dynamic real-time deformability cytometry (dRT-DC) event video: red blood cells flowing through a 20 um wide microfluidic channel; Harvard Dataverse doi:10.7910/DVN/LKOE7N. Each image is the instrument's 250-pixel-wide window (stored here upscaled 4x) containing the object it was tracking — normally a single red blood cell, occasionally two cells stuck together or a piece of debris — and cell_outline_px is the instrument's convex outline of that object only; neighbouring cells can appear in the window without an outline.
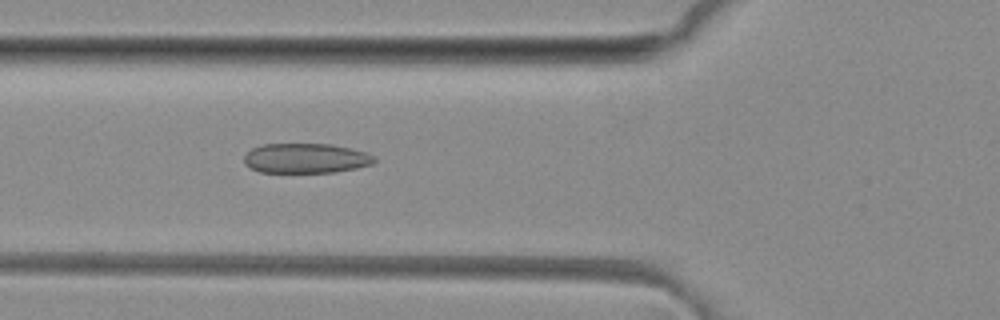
{"species": "common noctule bat (a hibernating species)", "species_latin": "Nyctalus noctula", "temperature_condition": "room temperature", "stored_images_in_passage": 36, "camera_frame_rate_fps": 3000, "um_per_image_px": 0.085, "animal": {"sex": "female", "body_mass_g": 29.2, "forearm_length_mm": 56.3}, "frame": {"image": 1, "passage_image": 9, "time_ms": 2.667, "image_size_px": [1000, 320], "cell_outline_px": [[376, 160], [372, 164], [356, 168], [336, 172], [260, 172], [244, 164], [244, 156], [252, 148], [260, 144], [332, 144], [352, 148], [376, 156]], "centroid_in_image_um": [26.0, 13.44], "position_along_channel_um": 99.8, "area_um2": 22.72}}
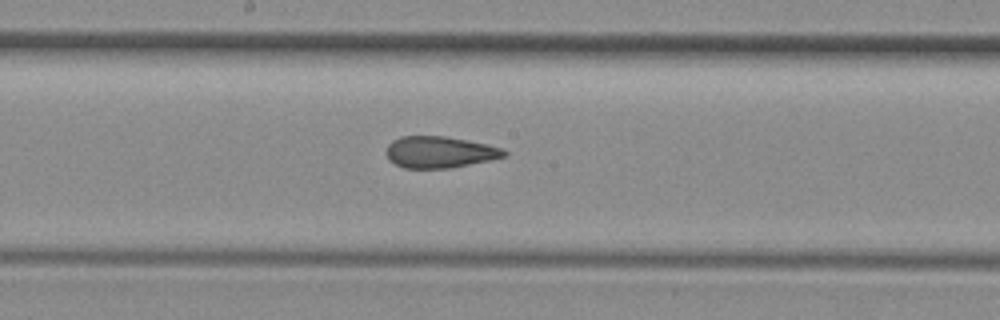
{"frame": {"image": 2, "passage_image": 17, "time_ms": 5.333, "image_size_px": [1000, 320], "cell_outline_px": [[508, 152], [504, 156], [488, 160], [448, 168], [404, 168], [388, 160], [388, 144], [392, 140], [400, 136], [444, 136], [468, 140], [488, 144], [504, 148]], "centroid_in_image_um": [37.37, 12.91], "position_along_channel_um": 210.8, "area_um2": 21.5}}
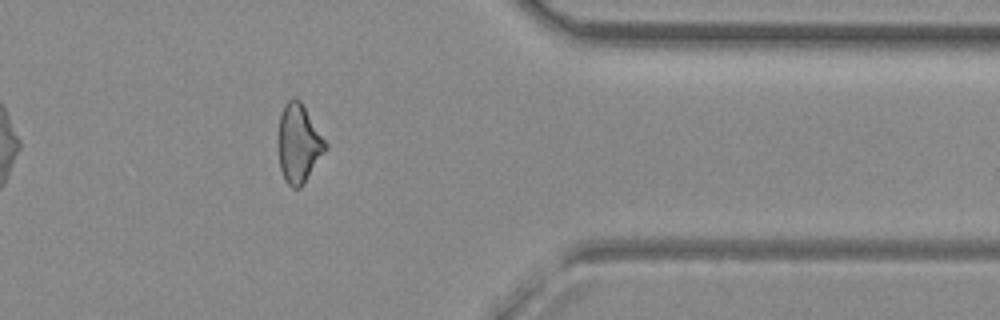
{"frame": {"image": 3, "passage_image": 31, "time_ms": 10.0, "image_size_px": [1000, 320], "cell_outline_px": [[328, 148], [304, 184], [300, 188], [292, 188], [284, 180], [280, 168], [276, 144], [276, 136], [280, 112], [284, 104], [292, 96], [296, 96], [300, 100], [328, 144]], "centroid_in_image_um": [25.35, 12.18], "position_along_channel_um": 386.1, "area_um2": 22.43}, "authors_computed_cell_mechanics": {"area_um2": 22.3975, "velocity_mm_per_s": 4.1483, "shape_relaxation_time_tau1_ms": null, "shape_relaxation_time_tau2_ms": 2.2015, "deformation_change_tau1": null, "deformation_change_tau2": 0.1}}